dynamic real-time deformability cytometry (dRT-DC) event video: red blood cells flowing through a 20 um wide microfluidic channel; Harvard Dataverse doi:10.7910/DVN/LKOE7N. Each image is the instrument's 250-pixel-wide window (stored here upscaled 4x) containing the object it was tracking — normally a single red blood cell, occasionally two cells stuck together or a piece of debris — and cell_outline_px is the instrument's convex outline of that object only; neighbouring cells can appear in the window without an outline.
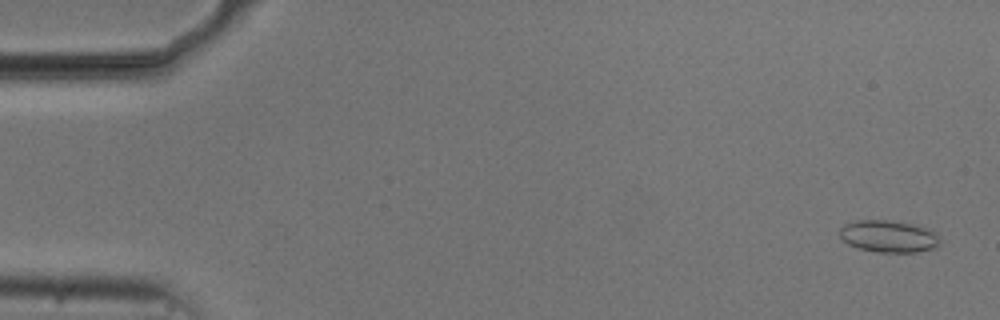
{"species": "common noctule bat (a hibernating species)", "species_latin": "Nyctalus noctula", "temperature_condition": "cold", "stored_images_in_passage": 11, "camera_frame_rate_fps": 3000, "um_per_image_px": 0.085, "animal": {"sex": "male", "body_mass_g": 20.5, "forearm_length_mm": 52.5}, "frame": {"image": 1, "passage_image": 2, "time_ms": 0.333, "image_size_px": [1000, 320], "cell_outline_px": [[940, 244], [936, 248], [916, 252], [876, 252], [860, 248], [848, 244], [840, 236], [840, 228], [844, 224], [856, 220], [892, 220], [912, 224], [928, 228], [936, 232], [940, 240]], "centroid_in_image_um": [75.56, 20.08], "position_along_channel_um": 9.4, "area_um2": 18.84}}